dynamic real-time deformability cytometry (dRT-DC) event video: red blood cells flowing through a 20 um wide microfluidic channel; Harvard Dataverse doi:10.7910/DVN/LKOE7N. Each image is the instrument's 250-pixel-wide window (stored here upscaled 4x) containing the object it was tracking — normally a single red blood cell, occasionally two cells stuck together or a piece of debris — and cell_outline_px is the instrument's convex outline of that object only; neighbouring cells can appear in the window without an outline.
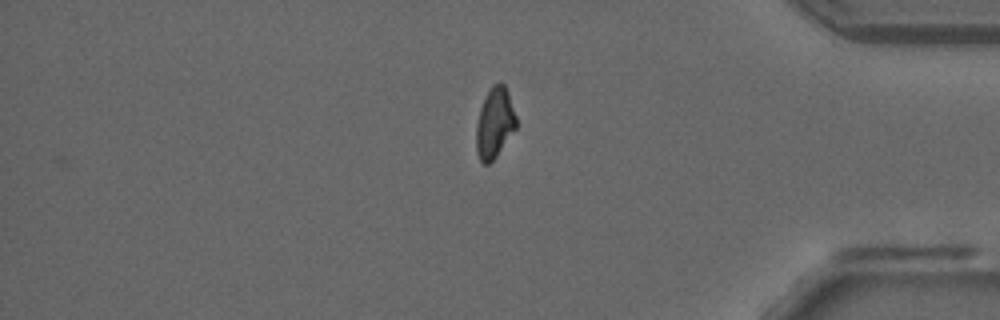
{"species": "common noctule bat (a hibernating species)", "species_latin": "Nyctalus noctula", "temperature_condition": "room temperature", "stored_images_in_passage": 49, "camera_frame_rate_fps": 3000, "um_per_image_px": 0.085, "animal": {"sex": "male", "forearm_length_mm": 52.5}, "frame": {"image": 1, "passage_image": 41, "time_ms": 13.333, "image_size_px": [1000, 320], "cell_outline_px": [[516, 128], [496, 156], [488, 164], [484, 164], [480, 160], [476, 152], [476, 124], [480, 108], [492, 84], [500, 80], [504, 84], [508, 92], [516, 116]], "centroid_in_image_um": [42.04, 10.43], "position_along_channel_um": 393.2, "area_um2": 16.36}, "authors_computed_cell_mechanics": {"area_um2": 17.1666, "velocity_mm_per_s": 3.9095, "shape_relaxation_time_tau1_ms": null, "shape_relaxation_time_tau2_ms": 5.7465, "deformation_change_tau1": null, "deformation_change_tau2": 0.1239}}